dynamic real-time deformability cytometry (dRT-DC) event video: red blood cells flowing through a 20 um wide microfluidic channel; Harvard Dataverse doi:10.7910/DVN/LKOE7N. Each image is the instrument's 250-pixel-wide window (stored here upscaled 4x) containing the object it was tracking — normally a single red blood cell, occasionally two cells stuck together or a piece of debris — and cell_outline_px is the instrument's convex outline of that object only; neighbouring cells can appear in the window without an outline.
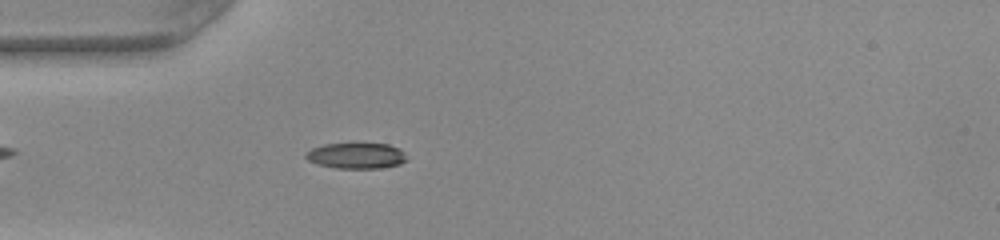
{"species": "common noctule bat (a hibernating species)", "species_latin": "Nyctalus noctula", "temperature_condition": "warm", "stored_images_in_passage": 49, "camera_frame_rate_fps": 3000, "um_per_image_px": 0.085, "animal": {"sex": "female", "body_mass_g": 22.0, "forearm_length_mm": 56.7}, "frame": {"image": 1, "passage_image": 14, "time_ms": 4.333, "image_size_px": [1000, 240], "cell_outline_px": [[408, 160], [400, 164], [380, 168], [336, 168], [316, 164], [308, 160], [304, 156], [304, 152], [312, 148], [324, 144], [388, 144], [400, 148], [404, 152]], "centroid_in_image_um": [30.28, 13.24], "position_along_channel_um": 54.7, "area_um2": 15.26}}
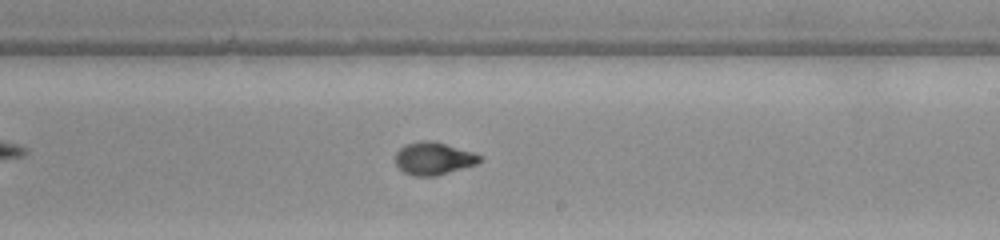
{"frame": {"image": 2, "passage_image": 29, "time_ms": 9.333, "image_size_px": [1000, 240], "cell_outline_px": [[484, 160], [476, 164], [436, 176], [412, 176], [404, 172], [396, 164], [396, 152], [400, 148], [408, 144], [424, 140], [432, 140], [472, 152], [484, 156]], "centroid_in_image_um": [36.88, 13.48], "position_along_channel_um": 252.1, "area_um2": 15.95}}
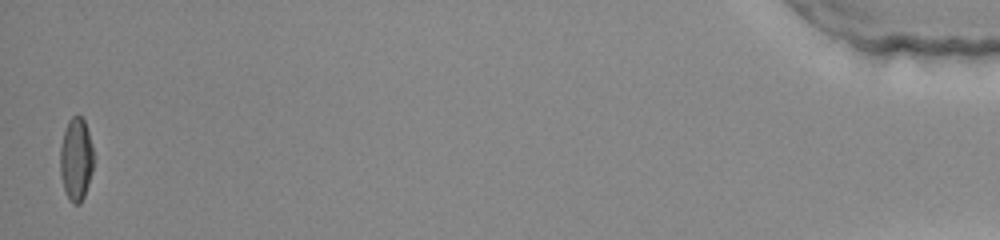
{"frame": {"image": 3, "passage_image": 49, "time_ms": 16.0, "image_size_px": [1000, 240], "cell_outline_px": [[92, 172], [84, 196], [80, 204], [72, 204], [64, 188], [60, 176], [60, 148], [64, 132], [68, 120], [72, 116], [80, 116], [84, 120], [88, 132], [92, 148]], "centroid_in_image_um": [6.45, 13.54], "position_along_channel_um": 428.8, "area_um2": 15.9}, "authors_computed_cell_mechanics": {"area_um2": 15.9528, "velocity_mm_per_s": 4.0775, "shape_relaxation_time_tau1_ms": 9.4806, "shape_relaxation_time_tau2_ms": null, "deformation_change_tau1": 0.3666, "deformation_change_tau2": null}}